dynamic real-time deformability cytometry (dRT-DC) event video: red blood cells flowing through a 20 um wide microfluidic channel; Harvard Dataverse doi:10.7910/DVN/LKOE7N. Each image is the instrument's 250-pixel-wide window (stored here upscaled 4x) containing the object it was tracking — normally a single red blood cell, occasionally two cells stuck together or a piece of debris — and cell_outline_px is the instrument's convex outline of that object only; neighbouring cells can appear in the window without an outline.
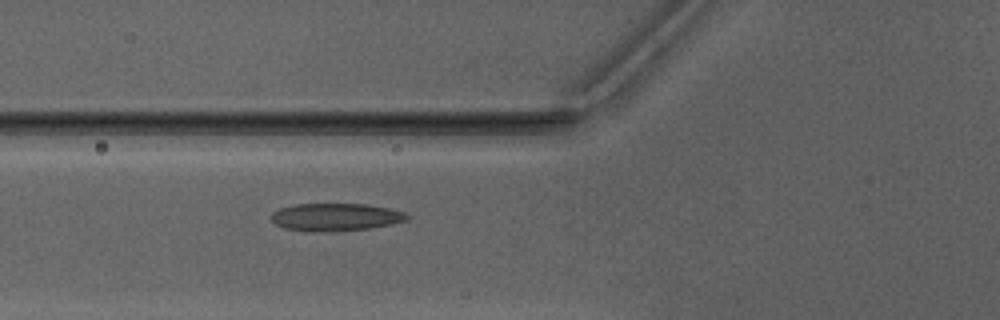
{"species": "Egyptian fruit bat (a non-hibernating species)", "species_latin": "Rousettus aegyptiacus", "temperature_condition": "warm", "stored_images_in_passage": 49, "camera_frame_rate_fps": 3000, "um_per_image_px": 0.085, "animal": {"sex": "male"}, "frame": {"image": 1, "passage_image": 18, "time_ms": 5.667, "image_size_px": [1000, 320], "cell_outline_px": [[408, 220], [392, 224], [368, 228], [336, 232], [312, 232], [284, 228], [276, 224], [268, 216], [272, 212], [280, 208], [296, 204], [368, 204], [388, 208], [404, 212], [408, 216]], "centroid_in_image_um": [28.49, 18.46], "position_along_channel_um": 97.3, "area_um2": 22.08}}
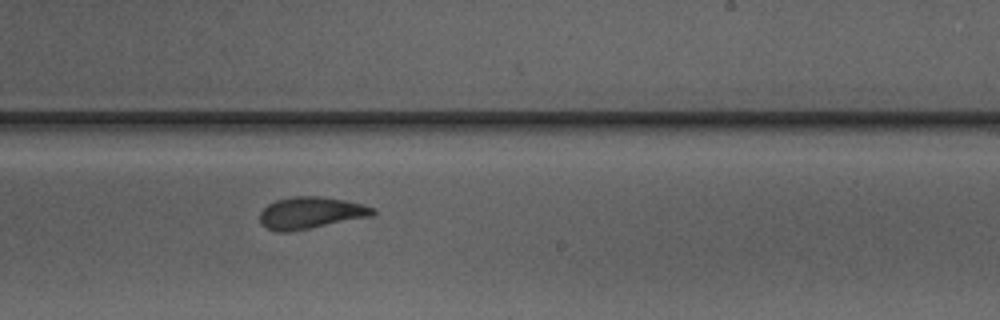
{"frame": {"image": 2, "passage_image": 30, "time_ms": 9.667, "image_size_px": [1000, 320], "cell_outline_px": [[376, 212], [372, 216], [288, 232], [276, 232], [260, 224], [260, 212], [268, 204], [276, 200], [292, 196], [320, 196], [344, 200], [364, 204], [376, 208]], "centroid_in_image_um": [26.41, 18.08], "position_along_channel_um": 262.6, "area_um2": 20.98}}
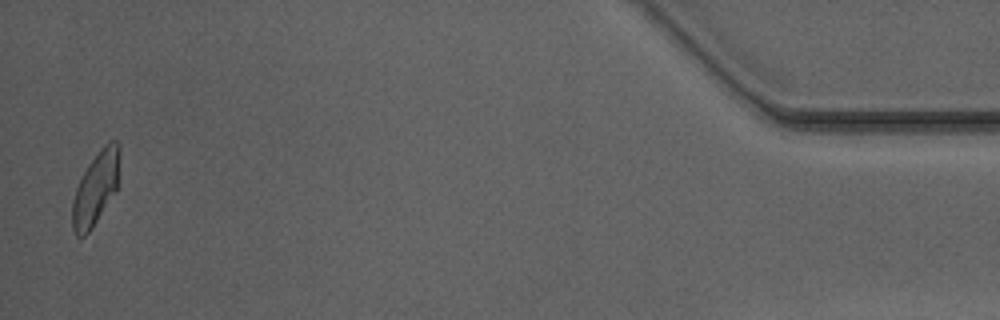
{"frame": {"image": 3, "passage_image": 48, "time_ms": 15.667, "image_size_px": [1000, 320], "cell_outline_px": [[120, 152], [116, 192], [92, 228], [84, 236], [76, 236], [72, 228], [72, 200], [76, 188], [88, 164], [100, 148], [104, 144], [112, 140], [116, 140], [120, 144]], "centroid_in_image_um": [8.14, 15.99], "position_along_channel_um": 427.1, "area_um2": 20.17}, "authors_computed_cell_mechanics": {"area_um2": 21.3282, "velocity_mm_per_s": 4.1328, "shape_relaxation_time_tau1_ms": 4.5634, "shape_relaxation_time_tau2_ms": 1.3399, "deformation_change_tau1": 0.1941, "deformation_change_tau2": 0.0909}}